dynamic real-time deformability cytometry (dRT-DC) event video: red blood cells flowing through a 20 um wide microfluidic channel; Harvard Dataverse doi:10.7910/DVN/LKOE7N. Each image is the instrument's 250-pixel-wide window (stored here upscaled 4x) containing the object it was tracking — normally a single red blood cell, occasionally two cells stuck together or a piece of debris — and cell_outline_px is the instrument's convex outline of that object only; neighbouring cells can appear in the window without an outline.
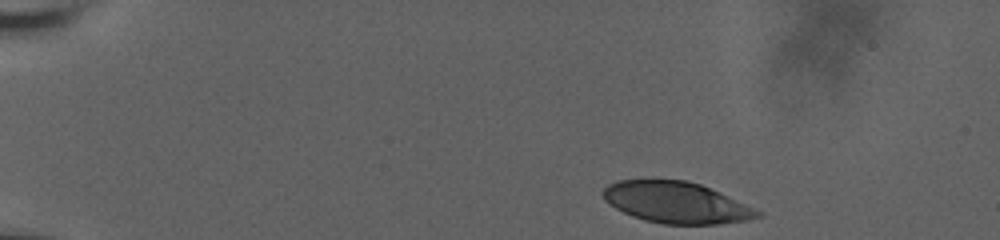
{"species": "human", "species_latin": "Homo sapiens", "temperature_condition": "room temperature", "stored_images_in_passage": 20, "camera_frame_rate_fps": 3000, "um_per_image_px": 0.085, "donor": {"sex": "male"}, "frame": {"image": 1, "passage_image": 1, "time_ms": 0.0, "image_size_px": [1000, 240], "cell_outline_px": [[764, 216], [748, 220], [720, 224], [664, 224], [644, 220], [632, 216], [608, 204], [604, 200], [600, 192], [608, 184], [620, 180], [652, 176], [684, 180], [700, 184], [764, 212]], "centroid_in_image_um": [57.43, 17.17], "position_along_channel_um": 27.6, "area_um2": 38.09}}
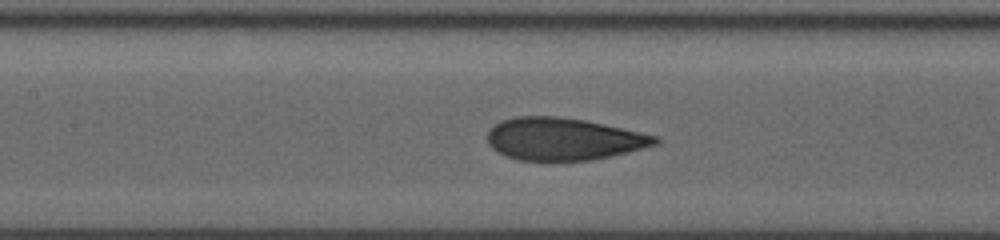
{"frame": {"image": 2, "passage_image": 12, "time_ms": 6.333, "image_size_px": [1000, 240], "cell_outline_px": [[660, 140], [656, 144], [628, 152], [612, 156], [592, 160], [520, 160], [496, 152], [488, 144], [488, 132], [500, 120], [516, 116], [556, 116], [584, 120], [660, 136]], "centroid_in_image_um": [47.9, 11.81], "position_along_channel_um": 159.5, "area_um2": 41.27}}
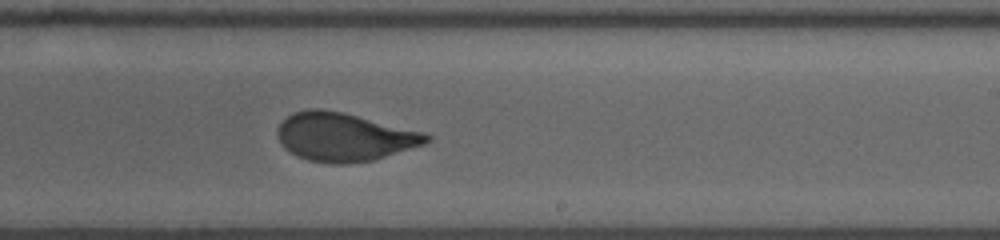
{"frame": {"image": 3, "passage_image": 20, "time_ms": 9.0, "image_size_px": [1000, 240], "cell_outline_px": [[432, 140], [424, 144], [372, 160], [340, 164], [336, 164], [308, 160], [284, 148], [280, 144], [276, 132], [276, 128], [292, 112], [308, 108], [320, 108], [344, 112], [424, 132], [432, 136]], "centroid_in_image_um": [29.24, 11.62], "position_along_channel_um": 259.8, "area_um2": 41.91}}